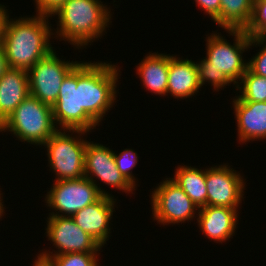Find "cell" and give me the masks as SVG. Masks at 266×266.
Segmentation results:
<instances>
[{"mask_svg":"<svg viewBox=\"0 0 266 266\" xmlns=\"http://www.w3.org/2000/svg\"><path fill=\"white\" fill-rule=\"evenodd\" d=\"M105 62L78 63L79 130L94 129L116 100L118 69Z\"/></svg>","mask_w":266,"mask_h":266,"instance_id":"6da1fadb","label":"cell"},{"mask_svg":"<svg viewBox=\"0 0 266 266\" xmlns=\"http://www.w3.org/2000/svg\"><path fill=\"white\" fill-rule=\"evenodd\" d=\"M235 37L233 45L220 36L212 33L206 39L207 57L196 62L198 79L202 87L205 82L213 85L215 91L230 83L238 85L248 69V62L242 58L245 49L250 47V36L245 30H225ZM239 80V81H238Z\"/></svg>","mask_w":266,"mask_h":266,"instance_id":"7a4b0ae2","label":"cell"},{"mask_svg":"<svg viewBox=\"0 0 266 266\" xmlns=\"http://www.w3.org/2000/svg\"><path fill=\"white\" fill-rule=\"evenodd\" d=\"M48 22V16L40 14L8 19L0 41L9 67L29 70L53 51L49 40L53 33Z\"/></svg>","mask_w":266,"mask_h":266,"instance_id":"3957f363","label":"cell"},{"mask_svg":"<svg viewBox=\"0 0 266 266\" xmlns=\"http://www.w3.org/2000/svg\"><path fill=\"white\" fill-rule=\"evenodd\" d=\"M110 12L100 0H66L54 14L59 19L56 34L81 48L102 36L111 22Z\"/></svg>","mask_w":266,"mask_h":266,"instance_id":"277c9868","label":"cell"},{"mask_svg":"<svg viewBox=\"0 0 266 266\" xmlns=\"http://www.w3.org/2000/svg\"><path fill=\"white\" fill-rule=\"evenodd\" d=\"M52 107L28 95L3 123L2 131L12 132L21 142L43 145L57 130Z\"/></svg>","mask_w":266,"mask_h":266,"instance_id":"5b68a950","label":"cell"},{"mask_svg":"<svg viewBox=\"0 0 266 266\" xmlns=\"http://www.w3.org/2000/svg\"><path fill=\"white\" fill-rule=\"evenodd\" d=\"M66 131V132H65ZM78 135L87 133L83 130L58 129L44 144L47 148L48 163L56 173L55 181L79 179L84 177V152L87 141L80 136H71L67 132ZM67 133V134H66ZM78 137V138H77Z\"/></svg>","mask_w":266,"mask_h":266,"instance_id":"8992f818","label":"cell"},{"mask_svg":"<svg viewBox=\"0 0 266 266\" xmlns=\"http://www.w3.org/2000/svg\"><path fill=\"white\" fill-rule=\"evenodd\" d=\"M78 63L59 59L53 50L27 70L30 95L52 107L64 78Z\"/></svg>","mask_w":266,"mask_h":266,"instance_id":"52a82bcc","label":"cell"},{"mask_svg":"<svg viewBox=\"0 0 266 266\" xmlns=\"http://www.w3.org/2000/svg\"><path fill=\"white\" fill-rule=\"evenodd\" d=\"M101 196L97 185L84 176L79 179L55 181L45 201L51 209L59 210L56 213L51 212L50 215L71 217L77 211L96 202Z\"/></svg>","mask_w":266,"mask_h":266,"instance_id":"ba28073f","label":"cell"},{"mask_svg":"<svg viewBox=\"0 0 266 266\" xmlns=\"http://www.w3.org/2000/svg\"><path fill=\"white\" fill-rule=\"evenodd\" d=\"M168 179V180H167ZM152 191V214L163 225L184 223L195 217L199 208L171 178Z\"/></svg>","mask_w":266,"mask_h":266,"instance_id":"9c48e42d","label":"cell"},{"mask_svg":"<svg viewBox=\"0 0 266 266\" xmlns=\"http://www.w3.org/2000/svg\"><path fill=\"white\" fill-rule=\"evenodd\" d=\"M49 216L45 233L58 250L54 251V254L46 250L42 252L43 255L52 258L64 253H97L101 250L102 246L83 231L71 217Z\"/></svg>","mask_w":266,"mask_h":266,"instance_id":"30bf717a","label":"cell"},{"mask_svg":"<svg viewBox=\"0 0 266 266\" xmlns=\"http://www.w3.org/2000/svg\"><path fill=\"white\" fill-rule=\"evenodd\" d=\"M84 162V176L97 185L102 195L112 196L105 192V190H101L100 186L96 184V180L93 179V175L94 178L96 177V179L101 180L106 185L122 190V192L130 193L132 190H135L118 170L114 159V152L108 147L87 141Z\"/></svg>","mask_w":266,"mask_h":266,"instance_id":"8fae6325","label":"cell"},{"mask_svg":"<svg viewBox=\"0 0 266 266\" xmlns=\"http://www.w3.org/2000/svg\"><path fill=\"white\" fill-rule=\"evenodd\" d=\"M245 183L243 176L226 164L206 169L207 206L237 209Z\"/></svg>","mask_w":266,"mask_h":266,"instance_id":"7c38bea8","label":"cell"},{"mask_svg":"<svg viewBox=\"0 0 266 266\" xmlns=\"http://www.w3.org/2000/svg\"><path fill=\"white\" fill-rule=\"evenodd\" d=\"M115 199L102 195L96 202L87 205L71 216L74 222L87 232L102 247L109 239V223L113 216Z\"/></svg>","mask_w":266,"mask_h":266,"instance_id":"4fadbf2b","label":"cell"},{"mask_svg":"<svg viewBox=\"0 0 266 266\" xmlns=\"http://www.w3.org/2000/svg\"><path fill=\"white\" fill-rule=\"evenodd\" d=\"M78 64L64 78L57 101L52 106L53 119L60 130H79Z\"/></svg>","mask_w":266,"mask_h":266,"instance_id":"5bb4252c","label":"cell"},{"mask_svg":"<svg viewBox=\"0 0 266 266\" xmlns=\"http://www.w3.org/2000/svg\"><path fill=\"white\" fill-rule=\"evenodd\" d=\"M233 100L239 143L266 139V102Z\"/></svg>","mask_w":266,"mask_h":266,"instance_id":"9a60e30c","label":"cell"},{"mask_svg":"<svg viewBox=\"0 0 266 266\" xmlns=\"http://www.w3.org/2000/svg\"><path fill=\"white\" fill-rule=\"evenodd\" d=\"M237 209L218 206H204L198 210V227L209 239L226 242L235 234L238 224Z\"/></svg>","mask_w":266,"mask_h":266,"instance_id":"2e32d148","label":"cell"},{"mask_svg":"<svg viewBox=\"0 0 266 266\" xmlns=\"http://www.w3.org/2000/svg\"><path fill=\"white\" fill-rule=\"evenodd\" d=\"M28 95L27 70L10 67L0 78V121L4 123Z\"/></svg>","mask_w":266,"mask_h":266,"instance_id":"e0dca14e","label":"cell"},{"mask_svg":"<svg viewBox=\"0 0 266 266\" xmlns=\"http://www.w3.org/2000/svg\"><path fill=\"white\" fill-rule=\"evenodd\" d=\"M201 88L196 63L170 55L167 93L174 98H188Z\"/></svg>","mask_w":266,"mask_h":266,"instance_id":"ac0fdd59","label":"cell"},{"mask_svg":"<svg viewBox=\"0 0 266 266\" xmlns=\"http://www.w3.org/2000/svg\"><path fill=\"white\" fill-rule=\"evenodd\" d=\"M170 54L151 53L137 66L143 86L155 95H167Z\"/></svg>","mask_w":266,"mask_h":266,"instance_id":"d6986e66","label":"cell"},{"mask_svg":"<svg viewBox=\"0 0 266 266\" xmlns=\"http://www.w3.org/2000/svg\"><path fill=\"white\" fill-rule=\"evenodd\" d=\"M171 179L198 208L207 206L206 168L201 170L191 166H178L174 178Z\"/></svg>","mask_w":266,"mask_h":266,"instance_id":"ffe728a7","label":"cell"},{"mask_svg":"<svg viewBox=\"0 0 266 266\" xmlns=\"http://www.w3.org/2000/svg\"><path fill=\"white\" fill-rule=\"evenodd\" d=\"M254 0H221L219 26L225 30H245L252 18Z\"/></svg>","mask_w":266,"mask_h":266,"instance_id":"44dd1931","label":"cell"},{"mask_svg":"<svg viewBox=\"0 0 266 266\" xmlns=\"http://www.w3.org/2000/svg\"><path fill=\"white\" fill-rule=\"evenodd\" d=\"M239 84L236 88L242 91L238 96L242 101L266 102V77L254 74L247 69Z\"/></svg>","mask_w":266,"mask_h":266,"instance_id":"7402d4cb","label":"cell"},{"mask_svg":"<svg viewBox=\"0 0 266 266\" xmlns=\"http://www.w3.org/2000/svg\"><path fill=\"white\" fill-rule=\"evenodd\" d=\"M245 31L251 39L266 38V0H254L252 18Z\"/></svg>","mask_w":266,"mask_h":266,"instance_id":"603a6c76","label":"cell"},{"mask_svg":"<svg viewBox=\"0 0 266 266\" xmlns=\"http://www.w3.org/2000/svg\"><path fill=\"white\" fill-rule=\"evenodd\" d=\"M138 154L132 149H125L122 152L116 154L114 152V159L116 166L123 177L136 188L135 177L132 175V169L136 166L138 161Z\"/></svg>","mask_w":266,"mask_h":266,"instance_id":"cb8c5ba5","label":"cell"},{"mask_svg":"<svg viewBox=\"0 0 266 266\" xmlns=\"http://www.w3.org/2000/svg\"><path fill=\"white\" fill-rule=\"evenodd\" d=\"M98 253H64L53 256L57 266H100Z\"/></svg>","mask_w":266,"mask_h":266,"instance_id":"d4e9b609","label":"cell"},{"mask_svg":"<svg viewBox=\"0 0 266 266\" xmlns=\"http://www.w3.org/2000/svg\"><path fill=\"white\" fill-rule=\"evenodd\" d=\"M266 38L250 39V46L264 45L260 52H258L251 60L248 61V69L257 75L266 77Z\"/></svg>","mask_w":266,"mask_h":266,"instance_id":"484cf974","label":"cell"},{"mask_svg":"<svg viewBox=\"0 0 266 266\" xmlns=\"http://www.w3.org/2000/svg\"><path fill=\"white\" fill-rule=\"evenodd\" d=\"M66 0H35L37 12L44 16H54L56 11L63 5Z\"/></svg>","mask_w":266,"mask_h":266,"instance_id":"4316f807","label":"cell"},{"mask_svg":"<svg viewBox=\"0 0 266 266\" xmlns=\"http://www.w3.org/2000/svg\"><path fill=\"white\" fill-rule=\"evenodd\" d=\"M219 25L221 0H194Z\"/></svg>","mask_w":266,"mask_h":266,"instance_id":"83f0119b","label":"cell"},{"mask_svg":"<svg viewBox=\"0 0 266 266\" xmlns=\"http://www.w3.org/2000/svg\"><path fill=\"white\" fill-rule=\"evenodd\" d=\"M33 266H57L55 260L49 256L38 254Z\"/></svg>","mask_w":266,"mask_h":266,"instance_id":"f1b7e54d","label":"cell"},{"mask_svg":"<svg viewBox=\"0 0 266 266\" xmlns=\"http://www.w3.org/2000/svg\"><path fill=\"white\" fill-rule=\"evenodd\" d=\"M5 8L6 7L4 5L0 4V40L4 35L5 27L9 19V15L7 13L8 10Z\"/></svg>","mask_w":266,"mask_h":266,"instance_id":"f546056e","label":"cell"},{"mask_svg":"<svg viewBox=\"0 0 266 266\" xmlns=\"http://www.w3.org/2000/svg\"><path fill=\"white\" fill-rule=\"evenodd\" d=\"M9 68V64L5 57L4 49L0 41V78L6 73Z\"/></svg>","mask_w":266,"mask_h":266,"instance_id":"4dcf8cb0","label":"cell"},{"mask_svg":"<svg viewBox=\"0 0 266 266\" xmlns=\"http://www.w3.org/2000/svg\"><path fill=\"white\" fill-rule=\"evenodd\" d=\"M1 192V191H0ZM1 193H0V218L2 217L3 215V212H4V205L2 204V200H1Z\"/></svg>","mask_w":266,"mask_h":266,"instance_id":"1f68e13d","label":"cell"},{"mask_svg":"<svg viewBox=\"0 0 266 266\" xmlns=\"http://www.w3.org/2000/svg\"><path fill=\"white\" fill-rule=\"evenodd\" d=\"M2 126H3V123L0 121V132H1Z\"/></svg>","mask_w":266,"mask_h":266,"instance_id":"d6a6232c","label":"cell"}]
</instances>
